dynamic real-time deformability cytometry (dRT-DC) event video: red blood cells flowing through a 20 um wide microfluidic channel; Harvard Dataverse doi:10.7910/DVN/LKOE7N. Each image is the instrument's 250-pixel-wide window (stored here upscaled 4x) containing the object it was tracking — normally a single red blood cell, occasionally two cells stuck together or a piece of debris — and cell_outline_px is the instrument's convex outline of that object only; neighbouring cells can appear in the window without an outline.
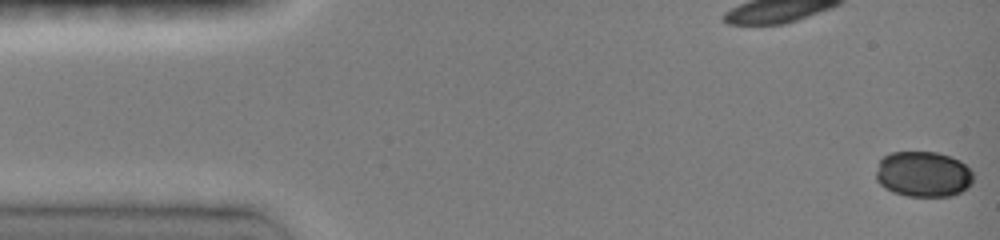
{"species": "common noctule bat (a hibernating species)", "species_latin": "Nyctalus noctula", "temperature_condition": "room temperature", "stored_images_in_passage": 51, "camera_frame_rate_fps": 3000, "um_per_image_px": 0.085, "animal": {"sex": "female", "body_mass_g": 19.0, "forearm_length_mm": 51.5}, "frame": {"image": 1, "passage_image": 1, "time_ms": 0.0, "image_size_px": [1000, 240], "cell_outline_px": [[972, 184], [968, 188], [952, 196], [908, 196], [892, 192], [884, 188], [876, 180], [876, 172], [880, 160], [884, 156], [892, 152], [936, 152], [960, 160], [972, 172]], "centroid_in_image_um": [78.47, 14.81], "position_along_channel_um": 6.5, "area_um2": 25.89}}
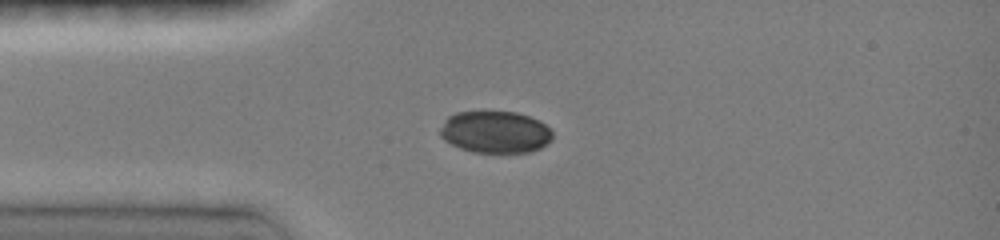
{"frame": {"image": 2, "passage_image": 22, "time_ms": 3.667, "image_size_px": [1000, 240], "cell_outline_px": [[552, 140], [540, 148], [532, 152], [472, 152], [460, 148], [444, 140], [440, 136], [440, 128], [444, 120], [448, 116], [456, 112], [516, 112], [540, 120], [552, 132]], "centroid_in_image_um": [42.08, 11.22], "position_along_channel_um": 42.9, "area_um2": 27.51}}
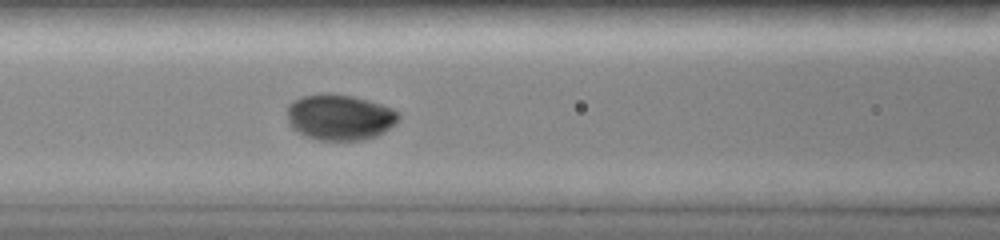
{"frame": {"image": 3, "passage_image": 37, "time_ms": 6.333, "image_size_px": [1000, 240], "cell_outline_px": [[400, 120], [396, 124], [384, 132], [376, 136], [364, 140], [320, 140], [304, 136], [292, 128], [288, 124], [288, 104], [292, 100], [300, 96], [328, 92], [352, 96], [384, 104], [400, 112]], "centroid_in_image_um": [28.89, 9.95], "position_along_channel_um": 137.7, "area_um2": 30.35}}